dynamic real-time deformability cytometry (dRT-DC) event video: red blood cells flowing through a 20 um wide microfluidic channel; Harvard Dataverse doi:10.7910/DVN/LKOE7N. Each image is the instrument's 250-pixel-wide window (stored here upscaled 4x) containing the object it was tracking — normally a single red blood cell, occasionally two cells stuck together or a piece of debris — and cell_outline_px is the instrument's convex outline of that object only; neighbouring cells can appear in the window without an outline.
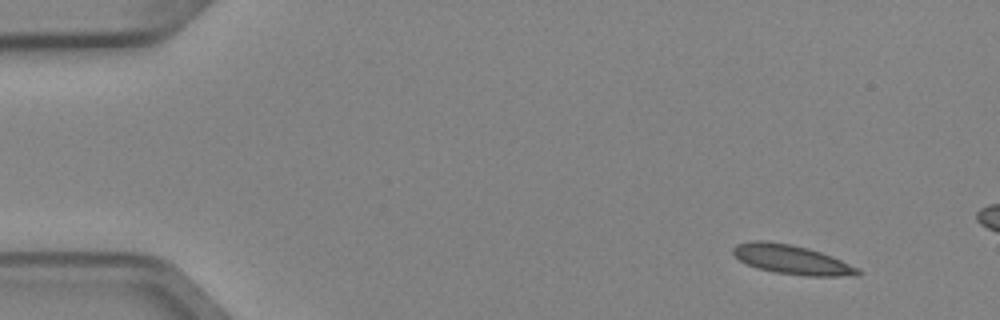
{"species": "Egyptian fruit bat (a non-hibernating species)", "species_latin": "Rousettus aegyptiacus", "temperature_condition": "cold", "stored_images_in_passage": 4, "camera_frame_rate_fps": 3000, "um_per_image_px": 0.085, "animal": {"sex": "female"}, "frame": {"image": 1, "passage_image": 1, "time_ms": 0.0, "image_size_px": [1000, 320], "cell_outline_px": [[860, 272], [856, 276], [808, 276], [776, 272], [756, 268], [740, 260], [732, 252], [732, 248], [736, 244], [752, 240], [764, 240], [788, 244], [808, 248], [832, 256], [860, 268]], "centroid_in_image_um": [67.3, 22.06], "position_along_channel_um": 17.7, "area_um2": 21.21}}